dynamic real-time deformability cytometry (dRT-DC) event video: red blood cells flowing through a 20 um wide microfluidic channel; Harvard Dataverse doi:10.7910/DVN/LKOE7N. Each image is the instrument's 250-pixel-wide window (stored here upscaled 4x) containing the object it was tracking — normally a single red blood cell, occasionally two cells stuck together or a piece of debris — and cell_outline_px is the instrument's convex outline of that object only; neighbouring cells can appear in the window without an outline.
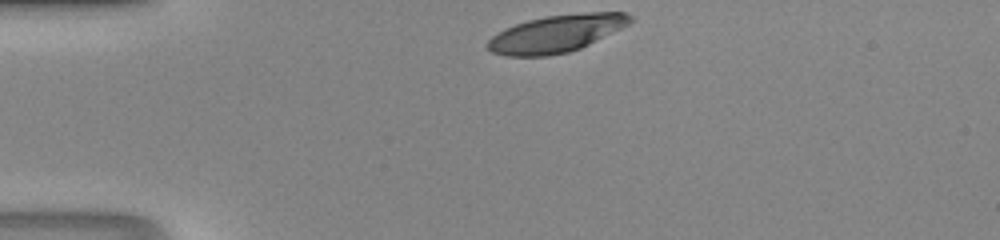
{"species": "human", "species_latin": "Homo sapiens", "temperature_condition": "room temperature", "stored_images_in_passage": 28, "camera_frame_rate_fps": 3000, "um_per_image_px": 0.085, "donor": {"sex": "male"}, "frame": {"image": 1, "passage_image": 1, "time_ms": 0.0, "image_size_px": [1000, 240], "cell_outline_px": [[632, 20], [628, 24], [580, 48], [568, 52], [548, 56], [504, 56], [492, 52], [488, 48], [488, 40], [492, 36], [504, 28], [528, 20], [544, 16], [588, 12], [624, 12], [632, 16]], "centroid_in_image_um": [47.25, 2.85], "position_along_channel_um": 37.8, "area_um2": 30.69}}
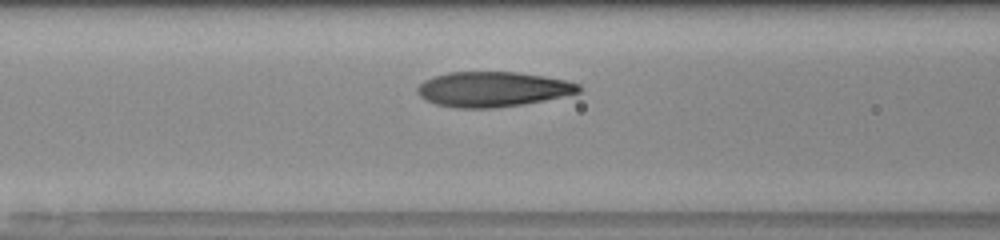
{"frame": {"image": 2, "passage_image": 10, "time_ms": 3.0, "image_size_px": [1000, 240], "cell_outline_px": [[580, 92], [544, 100], [524, 104], [492, 108], [456, 108], [436, 104], [420, 96], [416, 92], [416, 88], [424, 80], [448, 72], [516, 72], [544, 76], [564, 80], [580, 84]], "centroid_in_image_um": [41.86, 7.58], "position_along_channel_um": 124.7, "area_um2": 32.77}}
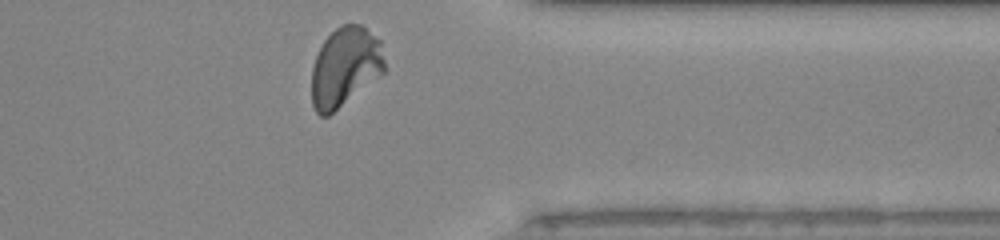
{"frame": {"image": 3, "passage_image": 28, "time_ms": 9.0, "image_size_px": [1000, 240], "cell_outline_px": [[384, 72], [328, 116], [320, 116], [316, 112], [312, 104], [312, 68], [316, 56], [324, 40], [340, 24], [360, 24], [380, 40], [384, 60]], "centroid_in_image_um": [29.31, 5.68], "position_along_channel_um": 382.1, "area_um2": 33.35}}